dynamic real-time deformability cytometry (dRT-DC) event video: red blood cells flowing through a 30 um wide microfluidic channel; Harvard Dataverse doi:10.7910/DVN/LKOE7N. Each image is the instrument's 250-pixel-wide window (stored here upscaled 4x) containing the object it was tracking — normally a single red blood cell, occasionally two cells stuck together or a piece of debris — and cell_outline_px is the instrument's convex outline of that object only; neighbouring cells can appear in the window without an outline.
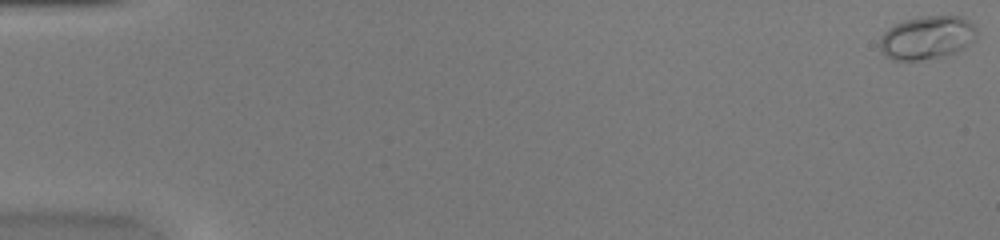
{"species": "common noctule bat (a hibernating species)", "species_latin": "Nyctalus noctula", "temperature_condition": "warm", "stored_images_in_passage": 53, "camera_frame_rate_fps": 3000, "um_per_image_px": 0.085, "animal": {"sex": "female", "body_mass_g": 20.0, "forearm_length_mm": 54.0}, "frame": {"image": 1, "passage_image": 1, "time_ms": 0.0, "image_size_px": [1000, 240], "cell_outline_px": [[976, 40], [956, 52], [940, 56], [916, 60], [892, 60], [884, 56], [880, 52], [880, 36], [888, 28], [904, 20], [920, 16], [960, 16], [968, 20], [976, 28]], "centroid_in_image_um": [78.77, 3.19], "position_along_channel_um": 6.2, "area_um2": 24.51}}
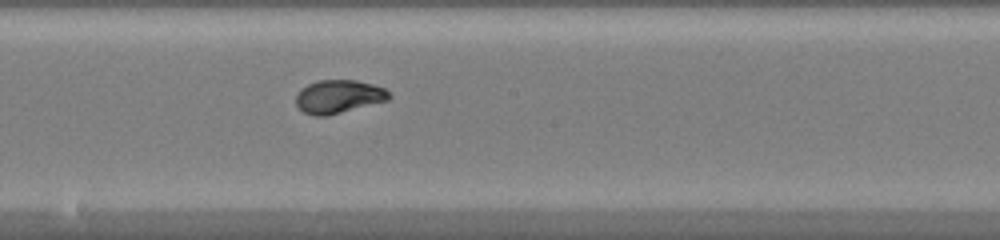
{"frame": {"image": 2, "passage_image": 30, "time_ms": 9.667, "image_size_px": [1000, 240], "cell_outline_px": [[392, 96], [388, 100], [324, 116], [312, 116], [304, 112], [296, 104], [296, 92], [300, 88], [316, 80], [356, 80], [372, 84], [384, 88]], "centroid_in_image_um": [28.74, 8.19], "position_along_channel_um": 219.5, "area_um2": 17.98}}
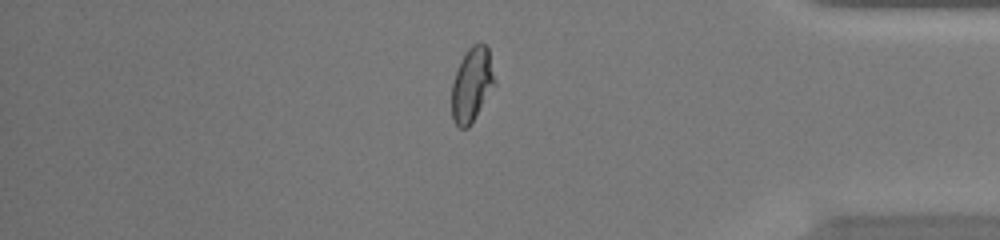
{"frame": {"image": 3, "passage_image": 45, "time_ms": 14.667, "image_size_px": [1000, 240], "cell_outline_px": [[496, 84], [468, 128], [460, 128], [452, 120], [452, 84], [460, 60], [468, 48], [472, 44], [484, 44], [488, 48], [496, 80]], "centroid_in_image_um": [40.12, 7.19], "position_along_channel_um": 395.1, "area_um2": 18.55}, "authors_computed_cell_mechanics": {"area_um2": 18.3804, "velocity_mm_per_s": 4.0151, "shape_relaxation_time_tau1_ms": 2.717, "shape_relaxation_time_tau2_ms": null, "deformation_change_tau1": 0.1723, "deformation_change_tau2": null}}